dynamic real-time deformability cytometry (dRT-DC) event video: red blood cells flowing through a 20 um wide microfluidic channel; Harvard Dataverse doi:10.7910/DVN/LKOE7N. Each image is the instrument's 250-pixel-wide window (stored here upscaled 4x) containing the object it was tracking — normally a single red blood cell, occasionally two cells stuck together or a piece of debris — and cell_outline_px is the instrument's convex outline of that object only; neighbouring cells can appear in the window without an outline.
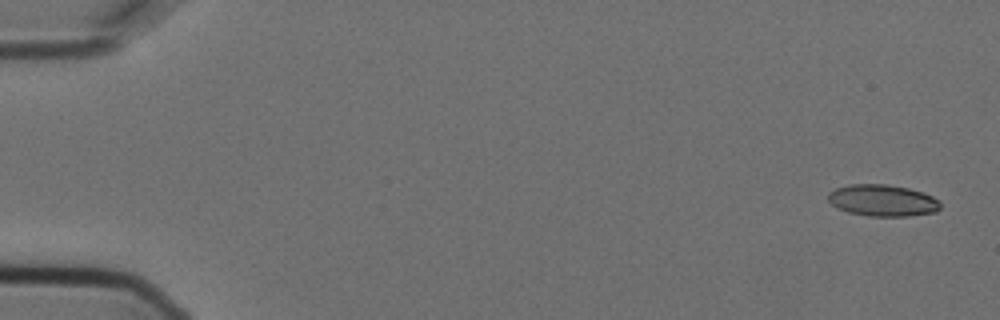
{"species": "Egyptian fruit bat (a non-hibernating species)", "species_latin": "Rousettus aegyptiacus", "temperature_condition": "cold", "stored_images_in_passage": 3, "camera_frame_rate_fps": 3000, "um_per_image_px": 0.085, "animal": {"sex": "female"}, "frame": {"image": 1, "passage_image": 1, "time_ms": 0.0, "image_size_px": [1000, 320], "cell_outline_px": [[940, 208], [936, 212], [908, 216], [868, 216], [848, 212], [836, 208], [828, 200], [828, 192], [836, 188], [848, 184], [884, 184], [908, 188], [924, 192], [940, 200]], "centroid_in_image_um": [75.02, 17.04], "position_along_channel_um": 10.0, "area_um2": 20.87}}